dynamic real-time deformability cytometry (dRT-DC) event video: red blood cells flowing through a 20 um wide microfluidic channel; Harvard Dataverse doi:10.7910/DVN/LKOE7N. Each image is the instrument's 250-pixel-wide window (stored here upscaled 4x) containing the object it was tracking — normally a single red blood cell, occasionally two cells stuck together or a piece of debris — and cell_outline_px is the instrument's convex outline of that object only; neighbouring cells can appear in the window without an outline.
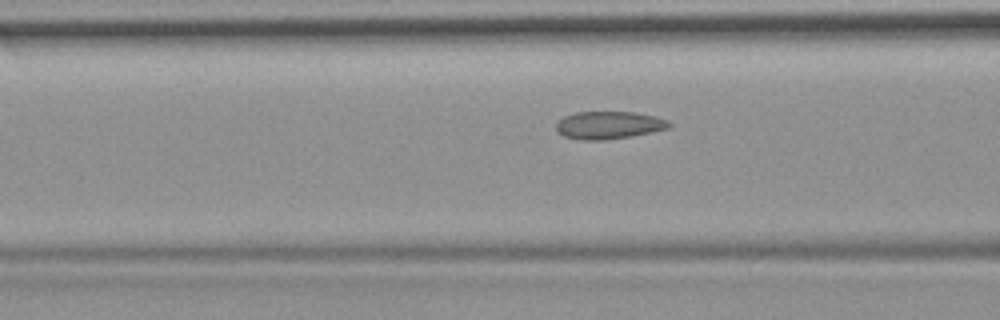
{"species": "common noctule bat (a hibernating species)", "species_latin": "Nyctalus noctula", "temperature_condition": "room temperature", "stored_images_in_passage": 9, "camera_frame_rate_fps": 3000, "um_per_image_px": 0.085, "animal": {"sex": "female", "body_mass_g": 19.9}, "frame": {"image": 1, "passage_image": 6, "time_ms": 1.667, "image_size_px": [1000, 320], "cell_outline_px": [[672, 124], [668, 128], [652, 132], [632, 136], [604, 140], [584, 140], [564, 136], [556, 132], [556, 124], [564, 116], [576, 112], [636, 112], [656, 116], [668, 120]], "centroid_in_image_um": [51.76, 10.63], "position_along_channel_um": 114.8, "area_um2": 18.26}}